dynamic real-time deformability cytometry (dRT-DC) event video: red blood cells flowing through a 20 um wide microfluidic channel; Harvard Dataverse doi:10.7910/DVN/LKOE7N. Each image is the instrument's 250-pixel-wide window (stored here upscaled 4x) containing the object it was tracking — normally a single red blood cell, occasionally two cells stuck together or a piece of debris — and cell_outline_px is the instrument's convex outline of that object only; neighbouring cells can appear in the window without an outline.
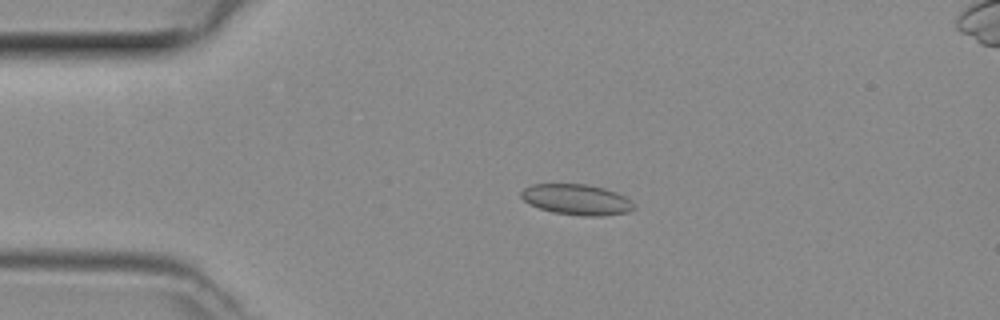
{"species": "common noctule bat (a hibernating species)", "species_latin": "Nyctalus noctula", "temperature_condition": "room temperature", "stored_images_in_passage": 44, "camera_frame_rate_fps": 3000, "um_per_image_px": 0.085, "animal": {"sex": "female", "body_mass_g": 29.2, "forearm_length_mm": 56.3}, "frame": {"image": 1, "passage_image": 11, "time_ms": 3.333, "image_size_px": [1000, 320], "cell_outline_px": [[636, 208], [628, 212], [600, 216], [588, 216], [552, 212], [540, 208], [524, 200], [520, 196], [520, 192], [524, 188], [532, 184], [588, 184], [604, 188], [616, 192], [632, 200]], "centroid_in_image_um": [49.04, 16.95], "position_along_channel_um": 36.0, "area_um2": 20.11}}
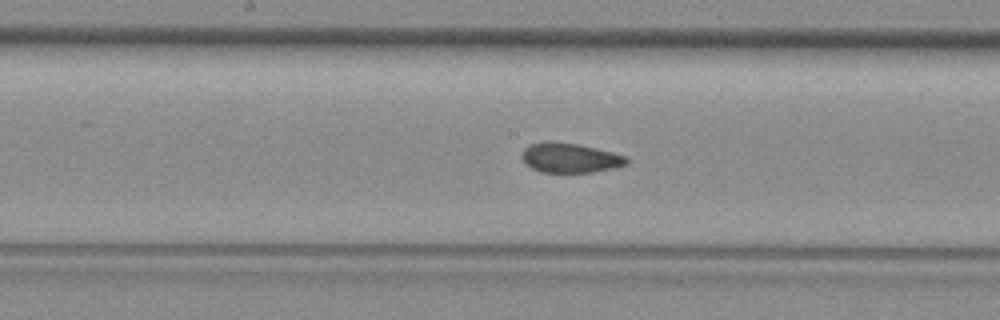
{"frame": {"image": 2, "passage_image": 25, "time_ms": 8.0, "image_size_px": [1000, 320], "cell_outline_px": [[628, 164], [616, 168], [592, 172], [540, 172], [524, 164], [520, 156], [524, 148], [528, 144], [544, 140], [552, 140], [576, 144], [612, 152], [628, 156]], "centroid_in_image_um": [48.41, 13.4], "position_along_channel_um": 199.8, "area_um2": 18.5}}
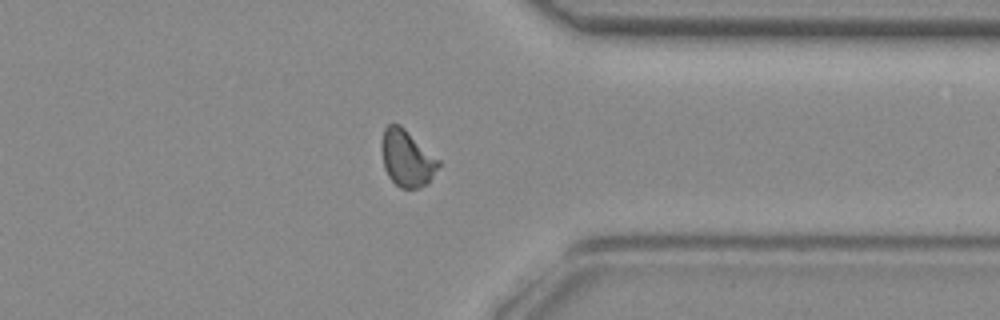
{"frame": {"image": 3, "passage_image": 38, "time_ms": 12.333, "image_size_px": [1000, 320], "cell_outline_px": [[440, 164], [428, 184], [420, 188], [400, 188], [388, 176], [384, 168], [384, 128], [388, 124], [400, 124], [440, 160]], "centroid_in_image_um": [34.64, 13.48], "position_along_channel_um": 376.8, "area_um2": 18.32}}